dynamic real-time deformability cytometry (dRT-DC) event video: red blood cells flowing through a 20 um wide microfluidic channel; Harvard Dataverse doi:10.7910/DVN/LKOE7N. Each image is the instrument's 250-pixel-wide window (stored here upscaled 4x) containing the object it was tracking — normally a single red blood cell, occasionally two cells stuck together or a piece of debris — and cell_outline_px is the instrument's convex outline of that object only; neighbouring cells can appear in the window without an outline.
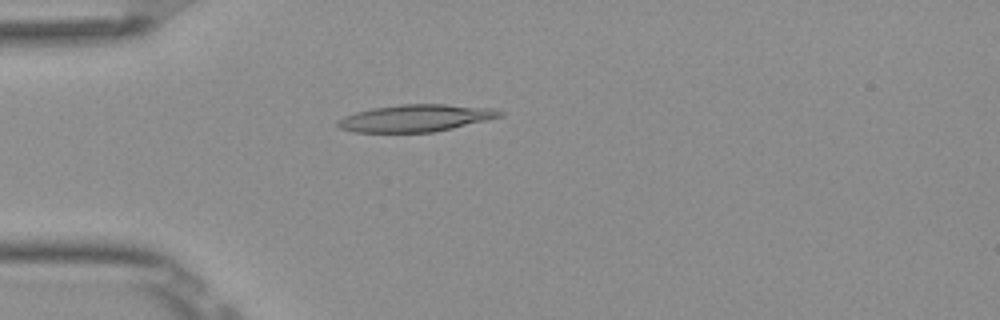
{"species": "Egyptian fruit bat (a non-hibernating species)", "species_latin": "Rousettus aegyptiacus", "temperature_condition": "room temperature", "stored_images_in_passage": 39, "camera_frame_rate_fps": 3000, "um_per_image_px": 0.085, "frame": {"image": 1, "passage_image": 2, "time_ms": 0.333, "image_size_px": [1000, 320], "cell_outline_px": [[504, 116], [488, 120], [452, 128], [432, 132], [356, 132], [340, 128], [336, 124], [336, 120], [344, 116], [356, 112], [372, 108], [400, 104], [444, 104], [496, 108], [504, 112]], "centroid_in_image_um": [35.37, 10.03], "position_along_channel_um": 49.6, "area_um2": 25.72}}
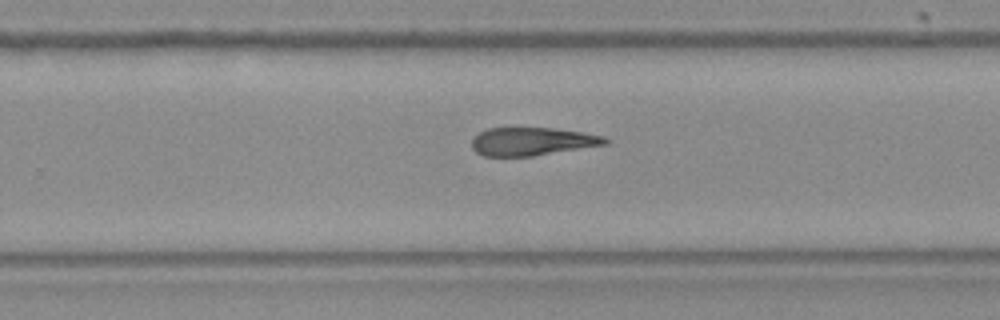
{"frame": {"image": 2, "passage_image": 21, "time_ms": 6.667, "image_size_px": [1000, 320], "cell_outline_px": [[612, 140], [608, 144], [532, 156], [484, 156], [476, 152], [472, 148], [472, 140], [480, 132], [488, 128], [552, 128], [584, 132], [604, 136]], "centroid_in_image_um": [45.28, 12.02], "position_along_channel_um": 284.5, "area_um2": 21.85}}
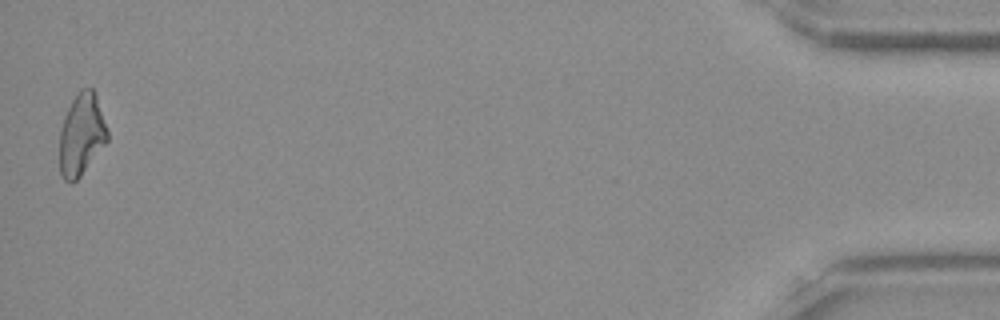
{"frame": {"image": 3, "passage_image": 39, "time_ms": 12.667, "image_size_px": [1000, 320], "cell_outline_px": [[108, 140], [80, 176], [72, 184], [64, 180], [60, 176], [60, 128], [64, 116], [72, 100], [80, 88], [92, 88], [96, 92], [108, 128]], "centroid_in_image_um": [6.93, 11.41], "position_along_channel_um": 428.3, "area_um2": 23.06}, "authors_computed_cell_mechanics": {"area_um2": 23.0622, "velocity_mm_per_s": 3.922, "shape_relaxation_time_tau1_ms": null, "shape_relaxation_time_tau2_ms": 4.79, "deformation_change_tau1": null, "deformation_change_tau2": 0.177}}